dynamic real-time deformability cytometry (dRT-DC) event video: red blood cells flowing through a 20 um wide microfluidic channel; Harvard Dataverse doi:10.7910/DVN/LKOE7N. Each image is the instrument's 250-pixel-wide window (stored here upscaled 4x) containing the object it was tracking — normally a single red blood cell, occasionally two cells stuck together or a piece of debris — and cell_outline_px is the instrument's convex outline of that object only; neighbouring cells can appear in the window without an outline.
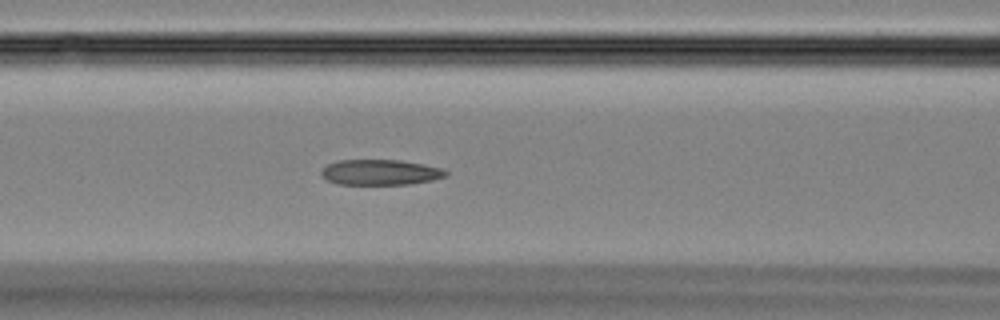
{"species": "Egyptian fruit bat (a non-hibernating species)", "species_latin": "Rousettus aegyptiacus", "temperature_condition": "room temperature", "stored_images_in_passage": 33, "camera_frame_rate_fps": 3000, "um_per_image_px": 0.085, "animal": {"sex": "female"}, "frame": {"image": 1, "passage_image": 14, "time_ms": 4.333, "image_size_px": [1000, 320], "cell_outline_px": [[448, 176], [432, 180], [408, 184], [336, 184], [328, 180], [320, 172], [328, 164], [336, 160], [400, 160], [424, 164], [440, 168], [448, 172]], "centroid_in_image_um": [32.34, 14.64], "position_along_channel_um": 134.3, "area_um2": 18.38}}
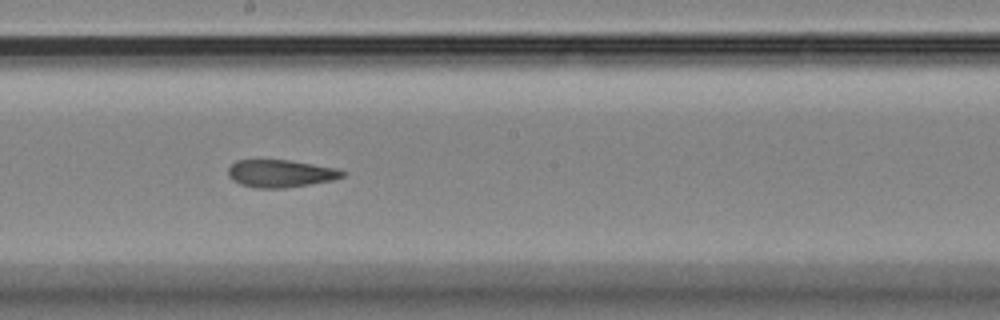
{"frame": {"image": 2, "passage_image": 20, "time_ms": 6.333, "image_size_px": [1000, 320], "cell_outline_px": [[348, 172], [344, 176], [332, 180], [284, 188], [256, 188], [240, 184], [232, 180], [228, 176], [228, 168], [236, 160], [288, 160], [336, 168]], "centroid_in_image_um": [23.83, 14.75], "position_along_channel_um": 224.4, "area_um2": 18.26}}
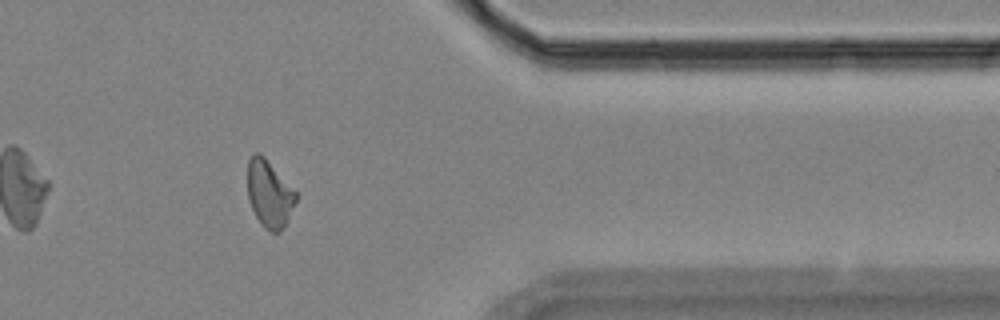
{"frame": {"image": 3, "passage_image": 32, "time_ms": 10.333, "image_size_px": [1000, 320], "cell_outline_px": [[296, 200], [288, 220], [280, 232], [272, 232], [264, 228], [260, 224], [248, 200], [248, 160], [252, 152], [260, 152], [264, 156], [296, 192]], "centroid_in_image_um": [22.87, 16.47], "position_along_channel_um": 388.5, "area_um2": 18.84}}